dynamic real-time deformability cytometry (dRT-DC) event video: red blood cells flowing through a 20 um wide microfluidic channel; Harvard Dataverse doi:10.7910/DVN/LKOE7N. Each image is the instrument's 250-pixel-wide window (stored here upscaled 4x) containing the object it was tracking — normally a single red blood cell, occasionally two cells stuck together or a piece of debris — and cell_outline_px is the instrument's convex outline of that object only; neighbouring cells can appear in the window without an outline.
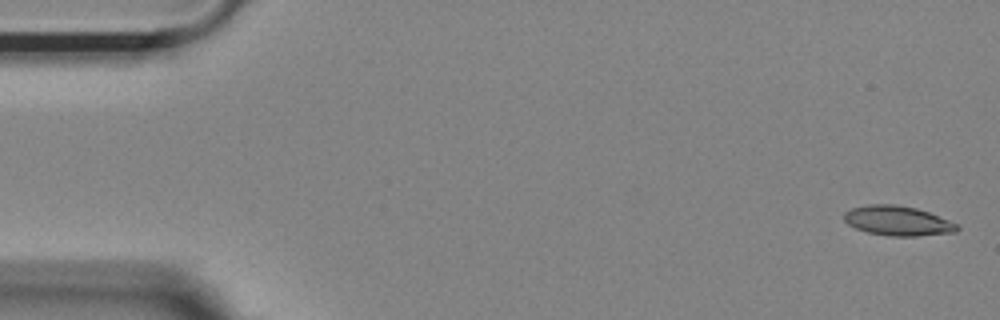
{"species": "Egyptian fruit bat (a non-hibernating species)", "species_latin": "Rousettus aegyptiacus", "temperature_condition": "room temperature", "stored_images_in_passage": 19, "camera_frame_rate_fps": 3000, "um_per_image_px": 0.085, "animal": {"sex": "female"}, "frame": {"image": 1, "passage_image": 1, "time_ms": 0.0, "image_size_px": [1000, 320], "cell_outline_px": [[960, 228], [956, 232], [916, 236], [888, 236], [868, 232], [856, 228], [848, 224], [844, 220], [844, 212], [852, 208], [868, 204], [896, 204], [916, 208], [928, 212], [960, 224]], "centroid_in_image_um": [76.33, 18.76], "position_along_channel_um": 8.7, "area_um2": 19.65}}
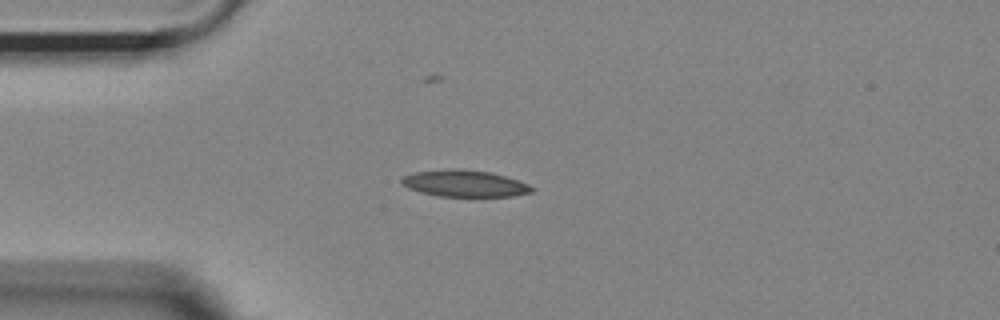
{"frame": {"image": 2, "passage_image": 13, "time_ms": 4.0, "image_size_px": [1000, 320], "cell_outline_px": [[536, 188], [532, 192], [512, 196], [440, 196], [420, 192], [408, 188], [400, 184], [400, 180], [404, 176], [412, 172], [448, 168], [460, 168], [488, 172], [504, 176], [528, 184]], "centroid_in_image_um": [39.44, 15.58], "position_along_channel_um": 45.6, "area_um2": 20.29}}
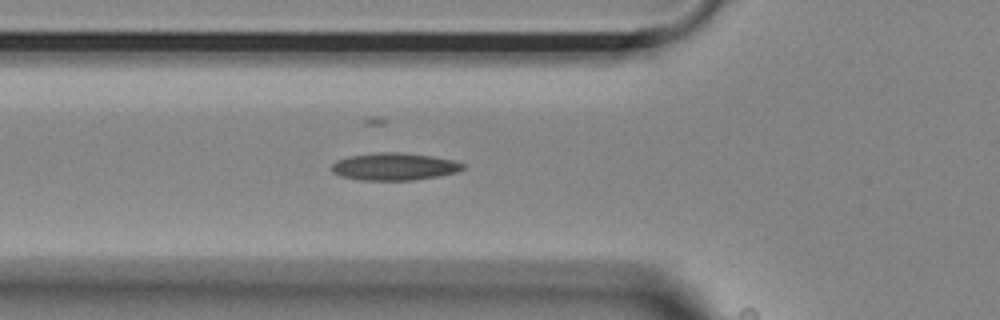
{"frame": {"image": 3, "passage_image": 18, "time_ms": 5.667, "image_size_px": [1000, 320], "cell_outline_px": [[464, 168], [456, 172], [440, 176], [416, 180], [360, 180], [340, 176], [332, 172], [332, 164], [336, 160], [348, 156], [376, 152], [400, 152], [432, 156], [452, 160], [464, 164]], "centroid_in_image_um": [33.49, 14.16], "position_along_channel_um": 92.3, "area_um2": 21.04}}